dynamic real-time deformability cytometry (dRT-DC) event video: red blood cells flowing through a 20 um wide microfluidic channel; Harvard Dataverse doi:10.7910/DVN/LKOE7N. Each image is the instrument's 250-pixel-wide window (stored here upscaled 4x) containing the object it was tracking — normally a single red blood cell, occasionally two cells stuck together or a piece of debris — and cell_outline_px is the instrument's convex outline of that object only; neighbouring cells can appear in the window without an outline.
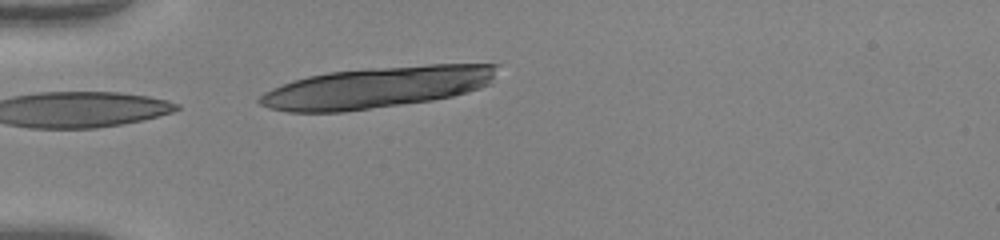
{"species": "human", "species_latin": "Homo sapiens", "temperature_condition": "warm", "stored_images_in_passage": 2, "camera_frame_rate_fps": 3000, "um_per_image_px": 0.085, "donor": {"sex": "female"}, "frame": {"image": 1, "passage_image": 2, "time_ms": 0.333, "image_size_px": [1000, 240], "cell_outline_px": [[500, 64], [488, 84], [480, 88], [468, 92], [452, 96], [432, 100], [344, 112], [288, 112], [268, 108], [260, 104], [256, 100], [264, 92], [272, 88], [292, 80], [308, 76], [328, 72], [368, 68], [428, 64]], "centroid_in_image_um": [31.99, 7.43], "position_along_channel_um": 53.0, "area_um2": 57.16}}